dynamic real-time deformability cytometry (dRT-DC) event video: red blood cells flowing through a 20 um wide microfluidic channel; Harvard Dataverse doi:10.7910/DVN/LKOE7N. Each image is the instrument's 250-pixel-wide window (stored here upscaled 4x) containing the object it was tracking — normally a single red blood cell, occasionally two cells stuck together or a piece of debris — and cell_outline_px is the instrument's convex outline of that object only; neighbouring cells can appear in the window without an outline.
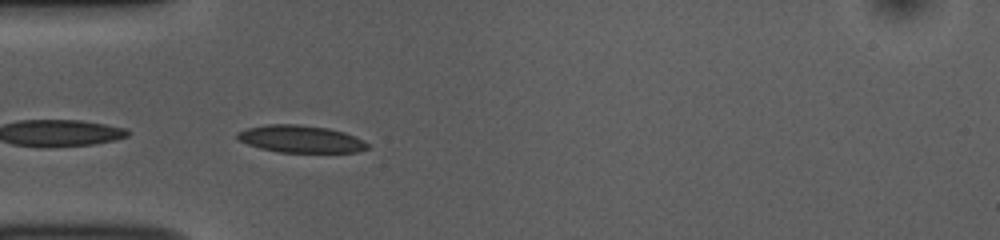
{"species": "common noctule bat (a hibernating species)", "species_latin": "Nyctalus noctula", "temperature_condition": "room temperature", "stored_images_in_passage": 11, "camera_frame_rate_fps": 3000, "um_per_image_px": 0.085, "animal": {"sex": "female", "body_mass_g": 10.0, "forearm_length_mm": 53.1}, "frame": {"image": 1, "passage_image": 1, "time_ms": 0.0, "image_size_px": [1000, 240], "cell_outline_px": [[368, 148], [356, 152], [280, 152], [260, 148], [236, 140], [236, 132], [248, 128], [268, 124], [300, 124], [328, 128], [344, 132], [368, 144]], "centroid_in_image_um": [25.49, 11.81], "position_along_channel_um": 59.5, "area_um2": 20.52}}
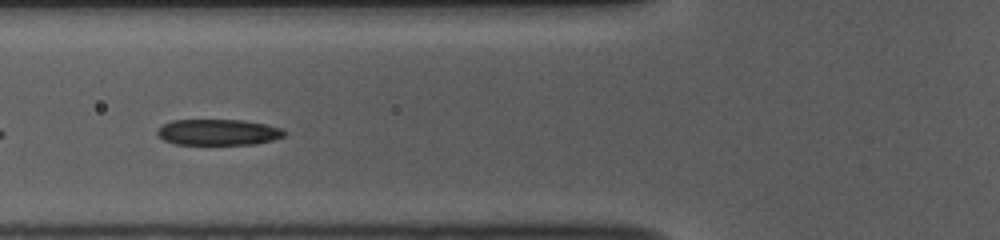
{"frame": {"image": 2, "passage_image": 5, "time_ms": 1.333, "image_size_px": [1000, 240], "cell_outline_px": [[288, 132], [284, 136], [272, 140], [256, 144], [176, 144], [164, 140], [156, 132], [164, 124], [172, 120], [244, 120], [264, 124], [280, 128]], "centroid_in_image_um": [18.58, 11.24], "position_along_channel_um": 107.2, "area_um2": 19.07}}
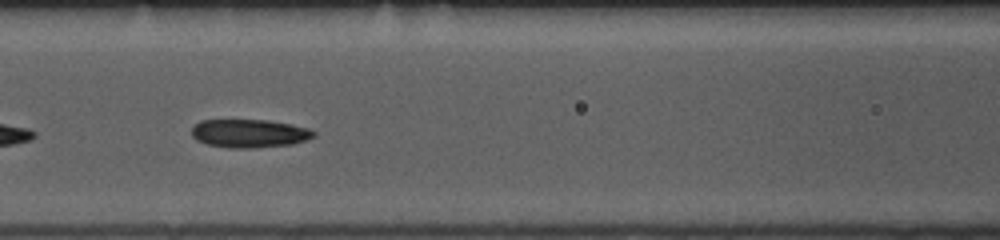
{"frame": {"image": 3, "passage_image": 8, "time_ms": 2.333, "image_size_px": [1000, 240], "cell_outline_px": [[316, 136], [308, 140], [292, 144], [256, 148], [228, 148], [208, 144], [196, 140], [192, 136], [192, 128], [200, 120], [268, 120], [292, 124], [308, 128], [316, 132]], "centroid_in_image_um": [21.23, 11.34], "position_along_channel_um": 145.4, "area_um2": 20.35}}